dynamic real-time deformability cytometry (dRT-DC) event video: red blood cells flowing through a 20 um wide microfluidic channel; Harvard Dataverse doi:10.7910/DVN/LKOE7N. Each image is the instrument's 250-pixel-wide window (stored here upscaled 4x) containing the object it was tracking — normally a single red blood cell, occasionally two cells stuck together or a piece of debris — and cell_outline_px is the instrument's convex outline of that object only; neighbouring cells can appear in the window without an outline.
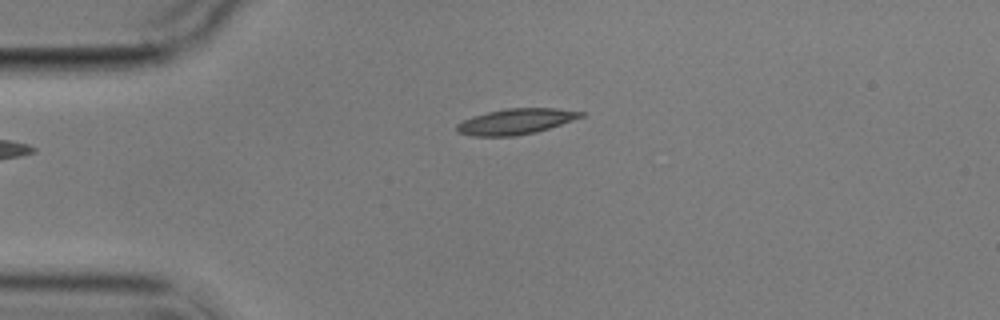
{"species": "common noctule bat (a hibernating species)", "species_latin": "Nyctalus noctula", "temperature_condition": "cold", "stored_images_in_passage": 2, "camera_frame_rate_fps": 3000, "um_per_image_px": 0.085, "animal": {"sex": "male", "body_mass_g": 17.9}, "frame": {"image": 1, "passage_image": 1, "time_ms": 0.0, "image_size_px": [1000, 320], "cell_outline_px": [[584, 116], [536, 132], [512, 136], [472, 136], [456, 132], [456, 124], [472, 116], [504, 108], [556, 108], [584, 112]], "centroid_in_image_um": [43.8, 10.32], "position_along_channel_um": 41.2, "area_um2": 18.44}}